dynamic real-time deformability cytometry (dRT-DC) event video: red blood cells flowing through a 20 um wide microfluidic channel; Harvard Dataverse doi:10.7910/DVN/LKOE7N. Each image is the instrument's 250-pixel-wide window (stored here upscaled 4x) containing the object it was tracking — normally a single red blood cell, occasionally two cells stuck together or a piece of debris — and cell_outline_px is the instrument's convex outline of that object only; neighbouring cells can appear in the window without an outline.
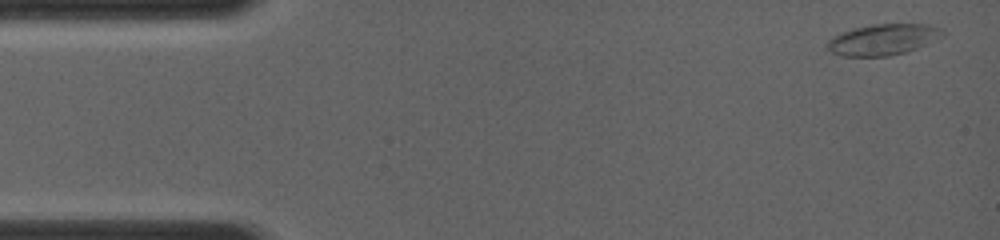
{"species": "common noctule bat (a hibernating species)", "species_latin": "Nyctalus noctula", "temperature_condition": "room temperature", "stored_images_in_passage": 7, "camera_frame_rate_fps": 4000, "um_per_image_px": 0.085, "animal": {"sex": "female", "body_mass_g": 19.0, "forearm_length_mm": 56.7}, "frame": {"image": 1, "passage_image": 1, "time_ms": 0.0, "image_size_px": [1000, 240], "cell_outline_px": [[944, 36], [908, 52], [888, 56], [840, 56], [824, 48], [824, 44], [832, 36], [852, 28], [876, 24], [928, 24], [940, 28], [944, 32]], "centroid_in_image_um": [75.01, 3.37], "position_along_channel_um": 10.0, "area_um2": 21.1}}
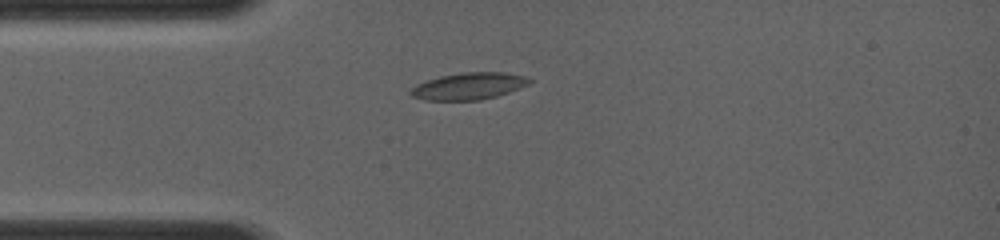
{"frame": {"image": 2, "passage_image": 6, "time_ms": 3.0, "image_size_px": [1000, 240], "cell_outline_px": [[532, 80], [528, 84], [520, 88], [496, 96], [480, 100], [424, 100], [412, 96], [408, 92], [416, 84], [440, 76], [460, 72], [504, 72], [528, 76]], "centroid_in_image_um": [39.85, 7.31], "position_along_channel_um": 45.1, "area_um2": 18.67}}